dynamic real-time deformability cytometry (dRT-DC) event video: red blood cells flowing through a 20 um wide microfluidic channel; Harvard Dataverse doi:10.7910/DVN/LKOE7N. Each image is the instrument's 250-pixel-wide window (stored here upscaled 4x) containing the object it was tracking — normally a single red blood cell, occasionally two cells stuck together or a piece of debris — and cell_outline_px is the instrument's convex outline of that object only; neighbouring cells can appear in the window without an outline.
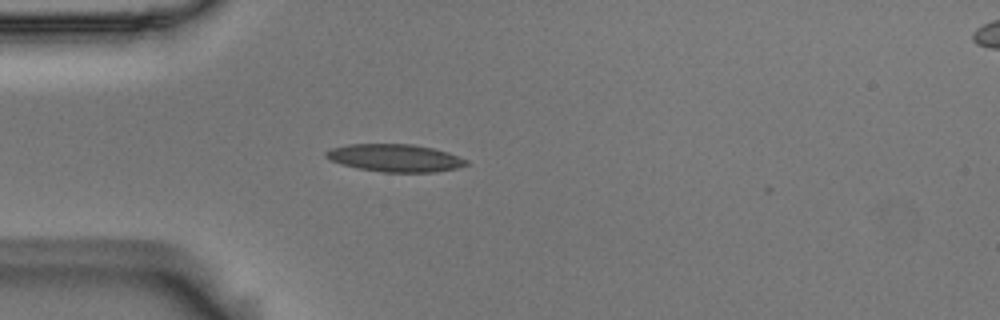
{"species": "Egyptian fruit bat (a non-hibernating species)", "species_latin": "Rousettus aegyptiacus", "temperature_condition": "room temperature", "stored_images_in_passage": 43, "camera_frame_rate_fps": 3000, "um_per_image_px": 0.085, "animal": {"sex": "male"}, "frame": {"image": 1, "passage_image": 8, "time_ms": 2.333, "image_size_px": [1000, 320], "cell_outline_px": [[468, 164], [456, 168], [436, 172], [384, 172], [360, 168], [344, 164], [332, 160], [324, 156], [324, 152], [332, 148], [348, 144], [412, 144], [432, 148], [448, 152], [468, 160]], "centroid_in_image_um": [33.6, 13.42], "position_along_channel_um": 51.4, "area_um2": 22.31}}
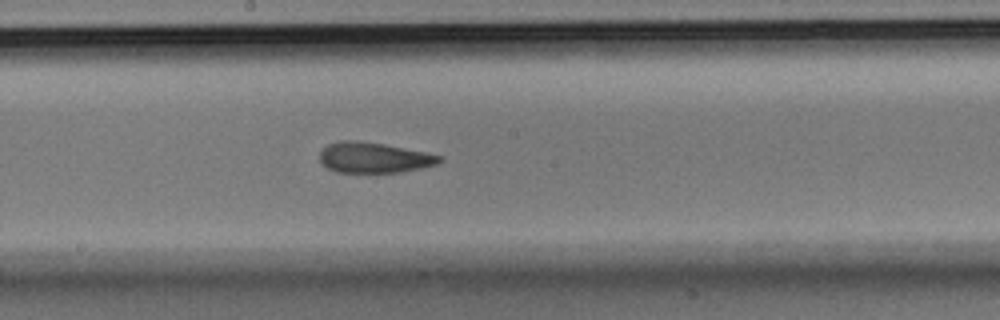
{"frame": {"image": 2, "passage_image": 22, "time_ms": 7.0, "image_size_px": [1000, 320], "cell_outline_px": [[444, 160], [436, 164], [420, 168], [400, 172], [336, 172], [328, 168], [320, 160], [320, 152], [328, 144], [340, 140], [356, 140], [384, 144], [444, 156]], "centroid_in_image_um": [31.79, 13.39], "position_along_channel_um": 216.4, "area_um2": 21.15}}
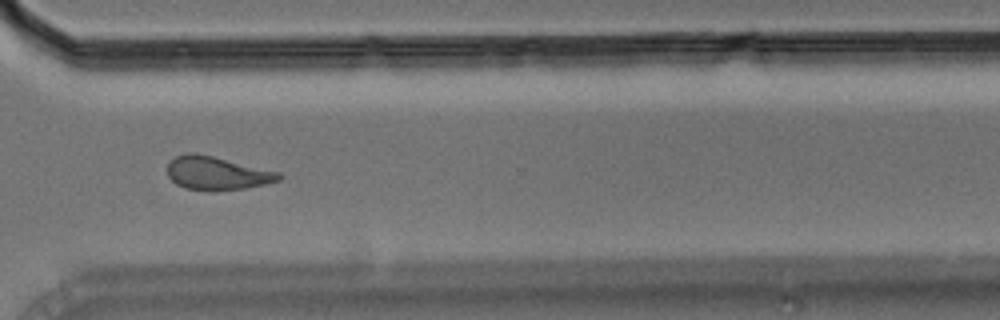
{"frame": {"image": 3, "passage_image": 33, "time_ms": 10.667, "image_size_px": [1000, 320], "cell_outline_px": [[284, 176], [280, 180], [264, 184], [244, 188], [184, 188], [176, 184], [168, 176], [168, 164], [176, 156], [188, 152], [192, 152], [212, 156], [280, 172]], "centroid_in_image_um": [18.45, 14.68], "position_along_channel_um": 352.1, "area_um2": 20.87}, "authors_computed_cell_mechanics": {"area_um2": 21.3282, "velocity_mm_per_s": 3.706, "shape_relaxation_time_tau1_ms": 4.8471, "shape_relaxation_time_tau2_ms": 3.1724, "deformation_change_tau1": 0.1654, "deformation_change_tau2": 0.1259}}